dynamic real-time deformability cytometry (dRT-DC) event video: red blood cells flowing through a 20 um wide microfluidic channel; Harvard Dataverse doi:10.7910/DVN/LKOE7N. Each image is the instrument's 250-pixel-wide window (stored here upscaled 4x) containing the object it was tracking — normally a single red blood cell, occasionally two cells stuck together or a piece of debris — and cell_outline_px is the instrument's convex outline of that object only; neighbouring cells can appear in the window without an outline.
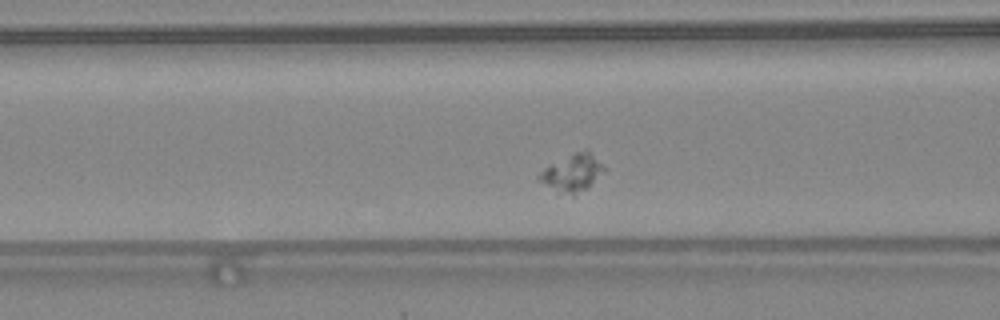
{"species": "common noctule bat (a hibernating species)", "species_latin": "Nyctalus noctula", "temperature_condition": "warm", "stored_images_in_passage": 33, "camera_frame_rate_fps": 3000, "um_per_image_px": 0.085, "animal": {"sex": "female", "body_mass_g": 24.6, "forearm_length_mm": 56.2}, "frame": {"image": 1, "passage_image": 14, "time_ms": 4.333, "image_size_px": [1000, 320], "cell_outline_px": [[608, 168], [588, 188], [572, 196], [560, 192], [536, 180], [536, 176], [544, 168], [576, 152], [588, 148]], "centroid_in_image_um": [48.7, 14.68], "position_along_channel_um": 117.9, "area_um2": 14.22}}
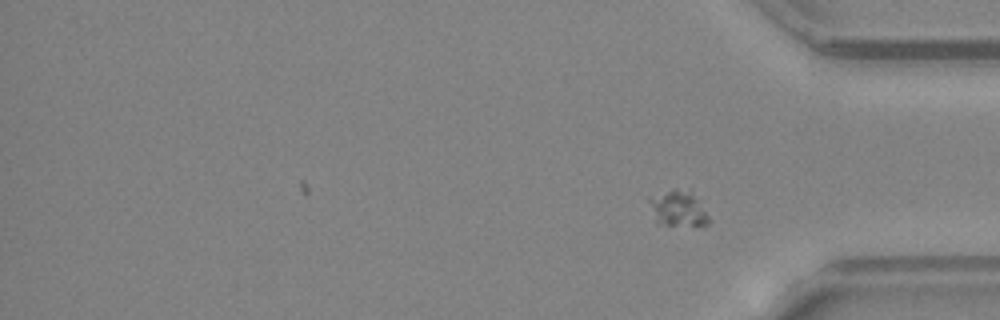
{"frame": {"image": 2, "passage_image": 33, "time_ms": 10.667, "image_size_px": [1000, 320], "cell_outline_px": [[712, 220], [708, 224], [656, 224], [648, 200], [648, 196], [676, 188], [688, 192], [696, 200]], "centroid_in_image_um": [57.56, 17.72], "position_along_channel_um": 377.6, "area_um2": 11.91}}